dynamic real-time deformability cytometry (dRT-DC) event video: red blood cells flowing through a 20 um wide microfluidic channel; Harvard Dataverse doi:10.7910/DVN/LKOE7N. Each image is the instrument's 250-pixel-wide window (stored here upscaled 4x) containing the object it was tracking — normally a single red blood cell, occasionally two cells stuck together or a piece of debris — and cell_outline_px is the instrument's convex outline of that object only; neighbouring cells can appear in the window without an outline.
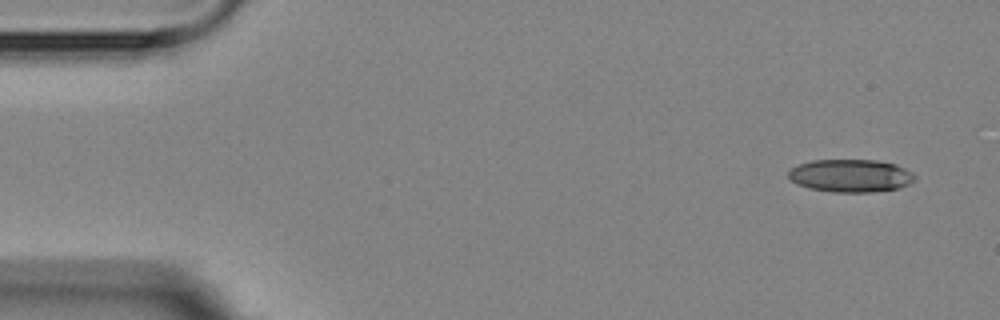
{"species": "Egyptian fruit bat (a non-hibernating species)", "species_latin": "Rousettus aegyptiacus", "temperature_condition": "room temperature", "stored_images_in_passage": 4, "camera_frame_rate_fps": 3000, "um_per_image_px": 0.085, "animal": {"sex": "female"}, "frame": {"image": 1, "passage_image": 1, "time_ms": 0.0, "image_size_px": [1000, 320], "cell_outline_px": [[916, 180], [908, 184], [896, 188], [872, 192], [832, 192], [808, 188], [796, 184], [788, 176], [788, 172], [792, 168], [800, 164], [812, 160], [876, 160], [896, 164], [912, 172], [916, 176]], "centroid_in_image_um": [72.31, 14.93], "position_along_channel_um": 12.7, "area_um2": 24.16}}